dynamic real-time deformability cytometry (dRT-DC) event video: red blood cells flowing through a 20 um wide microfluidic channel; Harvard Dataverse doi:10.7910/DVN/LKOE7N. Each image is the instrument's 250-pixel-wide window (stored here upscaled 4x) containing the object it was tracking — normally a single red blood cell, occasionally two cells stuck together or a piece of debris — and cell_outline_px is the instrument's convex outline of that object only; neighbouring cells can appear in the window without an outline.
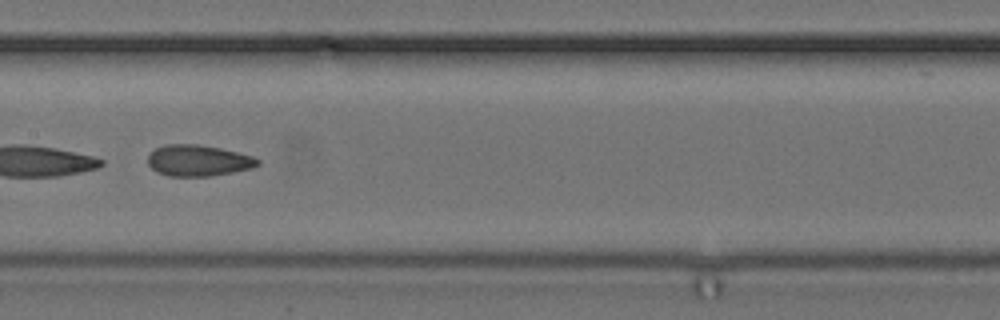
{"species": "common noctule bat (a hibernating species)", "species_latin": "Nyctalus noctula", "temperature_condition": "cold", "stored_images_in_passage": 10, "camera_frame_rate_fps": 3000, "um_per_image_px": 0.085, "animal": {"sex": "female", "body_mass_g": 24.6, "forearm_length_mm": 56.2}, "frame": {"image": 1, "passage_image": 7, "time_ms": 2.0, "image_size_px": [1000, 320], "cell_outline_px": [[260, 164], [252, 168], [232, 172], [208, 176], [168, 176], [156, 172], [148, 164], [148, 156], [156, 148], [164, 144], [196, 144], [220, 148], [252, 156], [260, 160]], "centroid_in_image_um": [16.83, 13.64], "position_along_channel_um": 190.6, "area_um2": 19.88}}
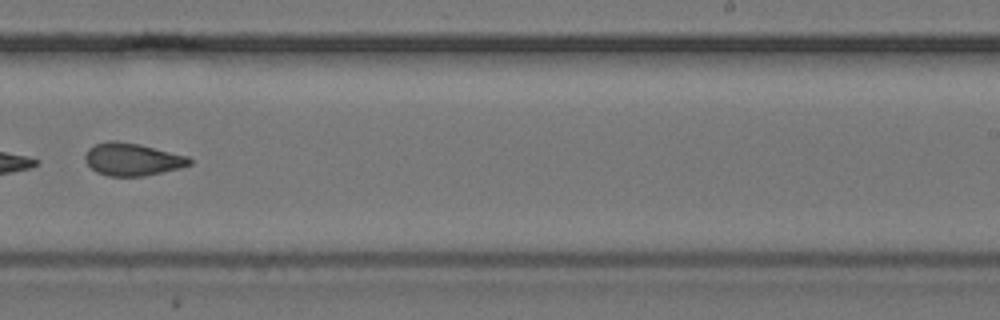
{"frame": {"image": 2, "passage_image": 9, "time_ms": 2.667, "image_size_px": [1000, 320], "cell_outline_px": [[192, 164], [180, 168], [144, 176], [108, 176], [96, 172], [84, 160], [84, 156], [88, 148], [96, 144], [108, 140], [116, 140], [140, 144], [188, 156], [192, 160]], "centroid_in_image_um": [11.24, 13.54], "position_along_channel_um": 277.8, "area_um2": 19.94}}
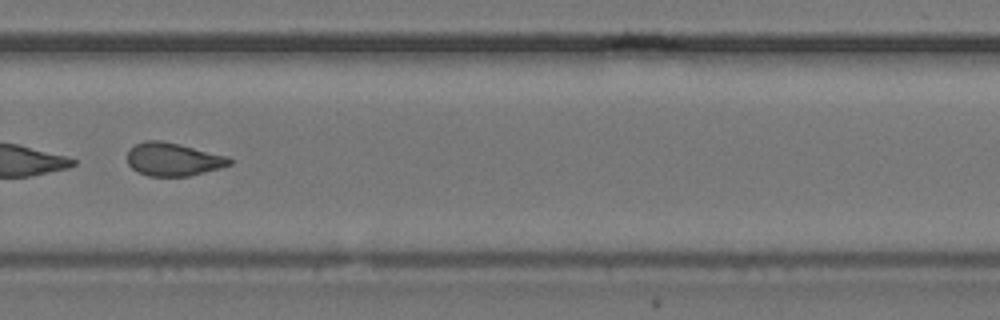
{"frame": {"image": 3, "passage_image": 10, "time_ms": 3.0, "image_size_px": [1000, 320], "cell_outline_px": [[232, 164], [220, 168], [188, 176], [148, 176], [136, 172], [128, 164], [128, 148], [144, 140], [160, 140], [180, 144], [228, 156], [232, 160]], "centroid_in_image_um": [14.7, 13.54], "position_along_channel_um": 315.1, "area_um2": 19.88}}